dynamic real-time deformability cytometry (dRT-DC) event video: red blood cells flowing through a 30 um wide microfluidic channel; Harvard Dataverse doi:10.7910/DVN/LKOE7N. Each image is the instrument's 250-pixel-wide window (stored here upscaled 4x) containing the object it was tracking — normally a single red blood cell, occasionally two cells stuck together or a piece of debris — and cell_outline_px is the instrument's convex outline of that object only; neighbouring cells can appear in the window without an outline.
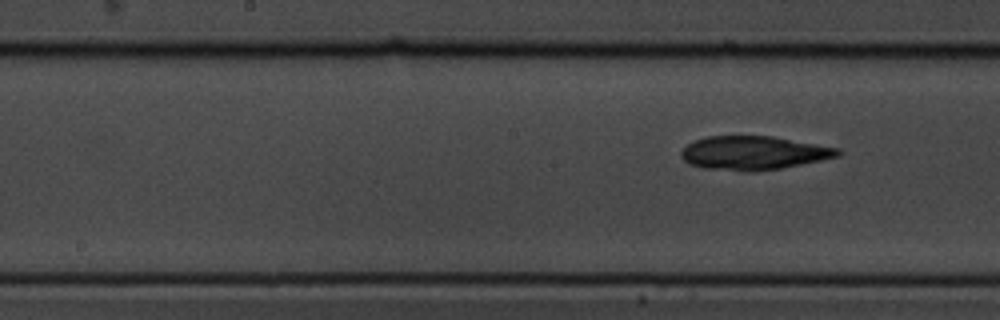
{"species": "common noctule bat (a hibernating species)", "species_latin": "Nyctalus noctula", "temperature_condition": "cold", "stored_images_in_passage": 16, "camera_frame_rate_fps": 3000, "um_per_image_px": 0.085, "animal": {"sex": "male", "body_mass_g": 19.5, "forearm_length_mm": 54.6}, "frame": {"image": 1, "passage_image": 16, "time_ms": 5.0, "image_size_px": [1000, 320], "cell_outline_px": [[844, 152], [840, 156], [780, 168], [752, 172], [744, 172], [704, 168], [688, 164], [680, 156], [680, 152], [688, 144], [696, 140], [708, 136], [772, 136], [840, 148]], "centroid_in_image_um": [64.06, 13.0], "position_along_channel_um": 184.1, "area_um2": 30.87}}